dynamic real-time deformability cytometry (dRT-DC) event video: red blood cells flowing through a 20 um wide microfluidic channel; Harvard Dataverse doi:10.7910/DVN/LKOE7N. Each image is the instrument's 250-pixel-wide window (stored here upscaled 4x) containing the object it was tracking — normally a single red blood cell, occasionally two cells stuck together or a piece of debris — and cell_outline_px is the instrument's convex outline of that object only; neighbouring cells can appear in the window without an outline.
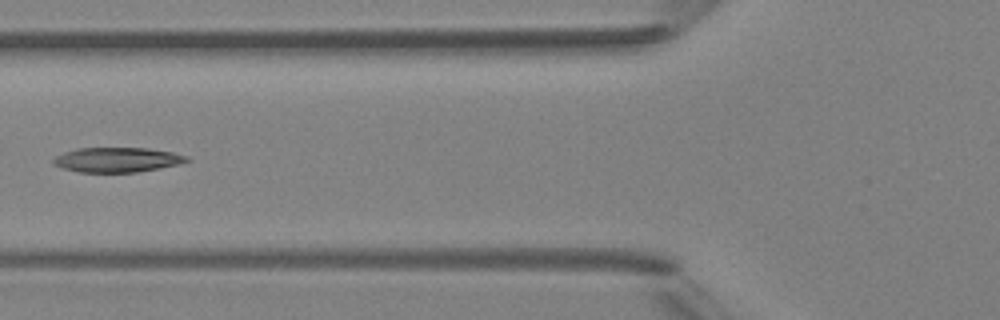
{"species": "Egyptian fruit bat (a non-hibernating species)", "species_latin": "Rousettus aegyptiacus", "temperature_condition": "room temperature", "stored_images_in_passage": 4, "camera_frame_rate_fps": 3000, "um_per_image_px": 0.085, "animal": {"sex": "female"}, "frame": {"image": 1, "passage_image": 3, "time_ms": 2.333, "image_size_px": [1000, 320], "cell_outline_px": [[192, 160], [180, 164], [160, 168], [136, 172], [80, 172], [60, 168], [52, 164], [52, 160], [56, 156], [64, 152], [76, 148], [148, 148], [172, 152], [188, 156]], "centroid_in_image_um": [9.96, 13.58], "position_along_channel_um": 115.8, "area_um2": 19.42}}
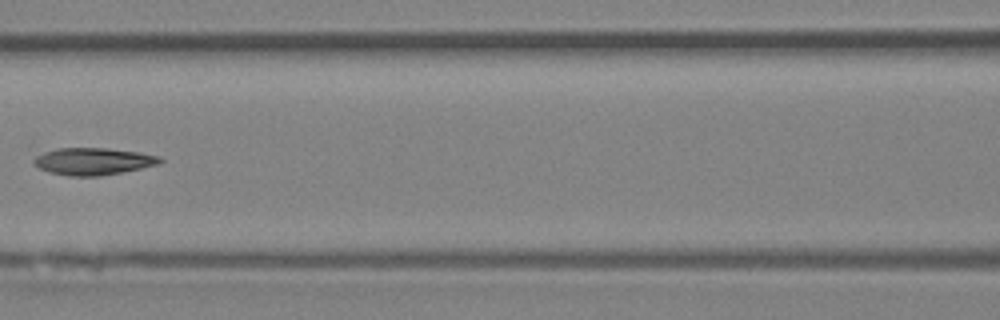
{"frame": {"image": 2, "passage_image": 4, "time_ms": 3.333, "image_size_px": [1000, 320], "cell_outline_px": [[164, 160], [156, 164], [140, 168], [100, 176], [68, 176], [48, 172], [32, 164], [32, 160], [36, 156], [44, 152], [56, 148], [108, 148], [140, 152], [160, 156]], "centroid_in_image_um": [7.88, 13.71], "position_along_channel_um": 158.7, "area_um2": 19.94}}